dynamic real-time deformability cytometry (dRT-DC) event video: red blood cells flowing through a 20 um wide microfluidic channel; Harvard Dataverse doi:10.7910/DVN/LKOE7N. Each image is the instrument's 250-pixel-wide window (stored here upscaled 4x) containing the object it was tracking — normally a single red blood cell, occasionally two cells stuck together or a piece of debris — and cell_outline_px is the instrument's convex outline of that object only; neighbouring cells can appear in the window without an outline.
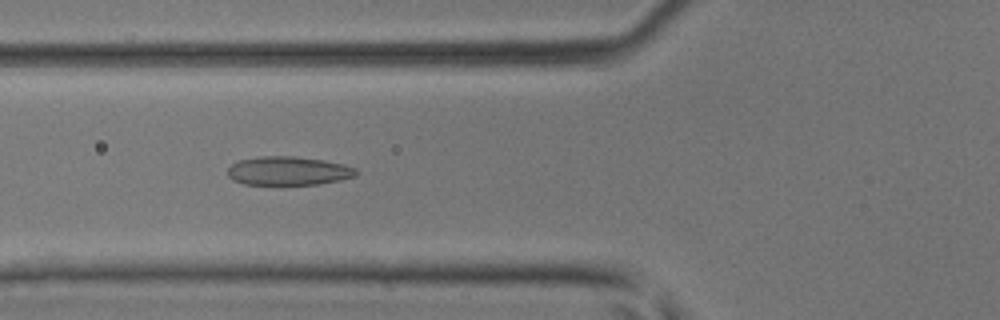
{"species": "common noctule bat (a hibernating species)", "species_latin": "Nyctalus noctula", "temperature_condition": "room temperature", "stored_images_in_passage": 23, "camera_frame_rate_fps": 3000, "um_per_image_px": 0.085, "animal": {"sex": "male", "body_mass_g": 17.9, "forearm_length_mm": 54.2}, "frame": {"image": 1, "passage_image": 7, "time_ms": 2.0, "image_size_px": [1000, 320], "cell_outline_px": [[360, 172], [356, 176], [340, 180], [316, 184], [244, 184], [232, 180], [228, 176], [228, 168], [232, 164], [240, 160], [260, 156], [292, 156], [324, 160], [344, 164], [356, 168]], "centroid_in_image_um": [24.53, 14.52], "position_along_channel_um": 101.3, "area_um2": 21.5}}
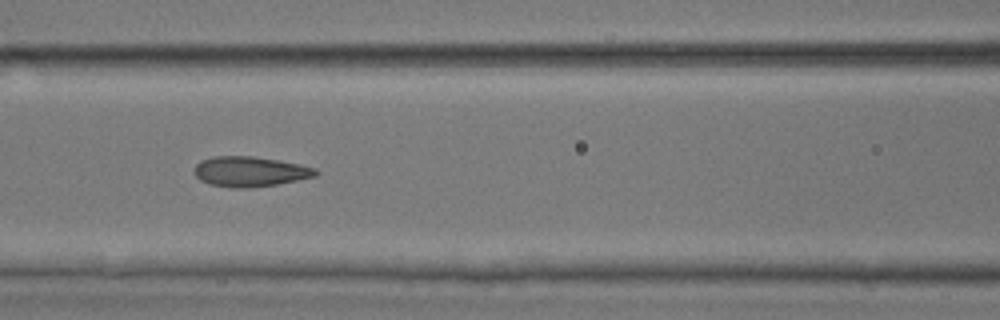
{"frame": {"image": 2, "passage_image": 10, "time_ms": 3.0, "image_size_px": [1000, 320], "cell_outline_px": [[320, 172], [316, 176], [276, 184], [252, 188], [232, 188], [212, 184], [200, 180], [196, 176], [196, 164], [200, 160], [212, 156], [252, 156], [300, 164], [316, 168]], "centroid_in_image_um": [21.26, 14.58], "position_along_channel_um": 145.3, "area_um2": 21.21}}
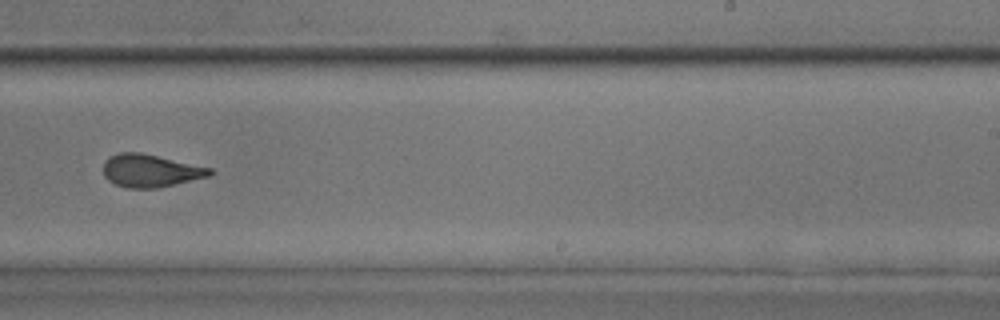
{"frame": {"image": 3, "passage_image": 19, "time_ms": 6.0, "image_size_px": [1000, 320], "cell_outline_px": [[216, 172], [208, 176], [156, 188], [128, 188], [116, 184], [108, 180], [104, 176], [104, 160], [108, 156], [120, 152], [140, 152], [212, 168]], "centroid_in_image_um": [12.76, 14.49], "position_along_channel_um": 276.2, "area_um2": 20.23}}